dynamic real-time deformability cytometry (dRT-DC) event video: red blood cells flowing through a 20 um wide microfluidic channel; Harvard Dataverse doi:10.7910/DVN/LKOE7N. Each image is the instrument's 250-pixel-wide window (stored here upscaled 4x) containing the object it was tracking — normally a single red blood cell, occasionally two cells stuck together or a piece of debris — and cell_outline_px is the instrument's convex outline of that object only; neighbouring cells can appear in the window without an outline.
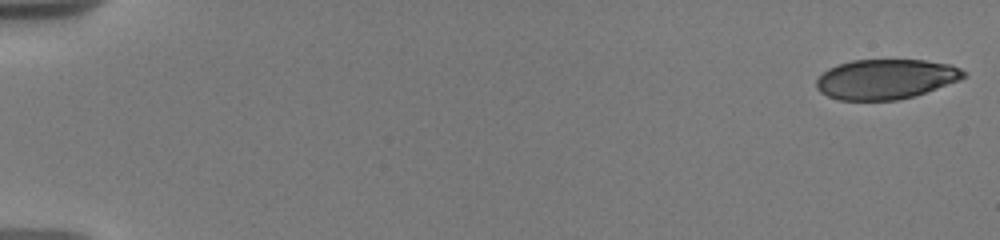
{"species": "human", "species_latin": "Homo sapiens", "temperature_condition": "warm", "stored_images_in_passage": 37, "camera_frame_rate_fps": 3000, "um_per_image_px": 0.085, "donor": {"sex": "male"}, "frame": {"image": 1, "passage_image": 1, "time_ms": 0.0, "image_size_px": [1000, 240], "cell_outline_px": [[968, 76], [960, 80], [912, 96], [896, 100], [840, 100], [828, 96], [820, 92], [816, 88], [816, 80], [828, 68], [836, 64], [852, 60], [924, 60], [952, 64], [968, 72]], "centroid_in_image_um": [75.3, 6.71], "position_along_channel_um": 9.7, "area_um2": 34.33}}
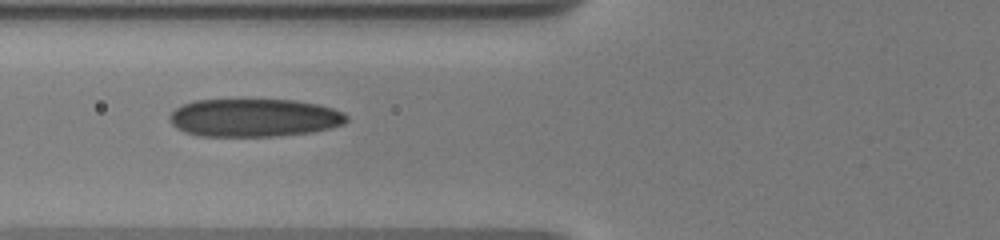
{"frame": {"image": 2, "passage_image": 22, "time_ms": 7.333, "image_size_px": [1000, 240], "cell_outline_px": [[348, 120], [344, 124], [312, 132], [276, 136], [200, 136], [184, 132], [176, 128], [172, 124], [168, 116], [176, 108], [184, 104], [196, 100], [296, 100], [320, 104], [344, 112], [348, 116]], "centroid_in_image_um": [21.62, 10.01], "position_along_channel_um": 104.2, "area_um2": 39.36}}
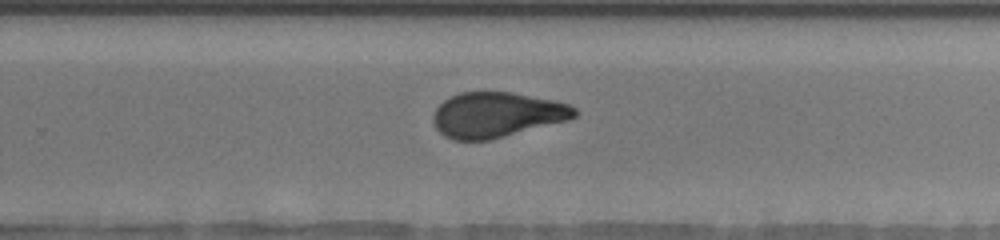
{"frame": {"image": 3, "passage_image": 37, "time_ms": 12.333, "image_size_px": [1000, 240], "cell_outline_px": [[576, 116], [568, 120], [488, 140], [452, 140], [444, 136], [436, 128], [432, 120], [432, 116], [436, 108], [444, 100], [460, 92], [512, 92], [552, 100], [568, 104], [576, 108]], "centroid_in_image_um": [42.19, 9.76], "position_along_channel_um": 287.6, "area_um2": 36.99}}